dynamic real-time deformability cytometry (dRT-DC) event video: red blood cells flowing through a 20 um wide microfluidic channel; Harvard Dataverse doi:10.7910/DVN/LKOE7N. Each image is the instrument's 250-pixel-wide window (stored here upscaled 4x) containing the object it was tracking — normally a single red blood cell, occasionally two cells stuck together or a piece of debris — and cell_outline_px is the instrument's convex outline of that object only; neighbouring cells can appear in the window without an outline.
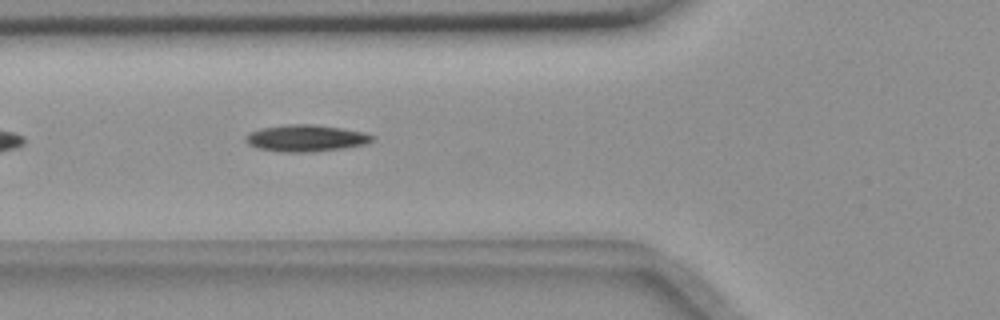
{"species": "common noctule bat (a hibernating species)", "species_latin": "Nyctalus noctula", "temperature_condition": "room temperature", "stored_images_in_passage": 14, "camera_frame_rate_fps": 3000, "um_per_image_px": 0.085, "animal": {"sex": "female", "body_mass_g": 18.4}, "frame": {"image": 1, "passage_image": 7, "time_ms": 2.0, "image_size_px": [1000, 320], "cell_outline_px": [[376, 136], [368, 144], [344, 148], [312, 152], [280, 152], [256, 148], [248, 144], [244, 140], [244, 136], [260, 128], [288, 124], [312, 124], [340, 128], [364, 132]], "centroid_in_image_um": [25.99, 11.75], "position_along_channel_um": 99.8, "area_um2": 19.88}}
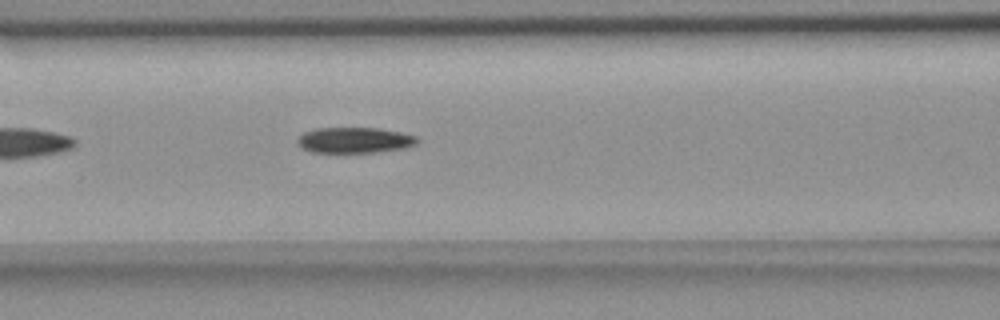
{"frame": {"image": 2, "passage_image": 10, "time_ms": 3.0, "image_size_px": [1000, 320], "cell_outline_px": [[420, 140], [416, 144], [408, 148], [376, 152], [312, 152], [296, 144], [296, 140], [304, 132], [316, 128], [380, 128], [400, 132], [416, 136]], "centroid_in_image_um": [30.17, 11.91], "position_along_channel_um": 136.4, "area_um2": 18.03}}